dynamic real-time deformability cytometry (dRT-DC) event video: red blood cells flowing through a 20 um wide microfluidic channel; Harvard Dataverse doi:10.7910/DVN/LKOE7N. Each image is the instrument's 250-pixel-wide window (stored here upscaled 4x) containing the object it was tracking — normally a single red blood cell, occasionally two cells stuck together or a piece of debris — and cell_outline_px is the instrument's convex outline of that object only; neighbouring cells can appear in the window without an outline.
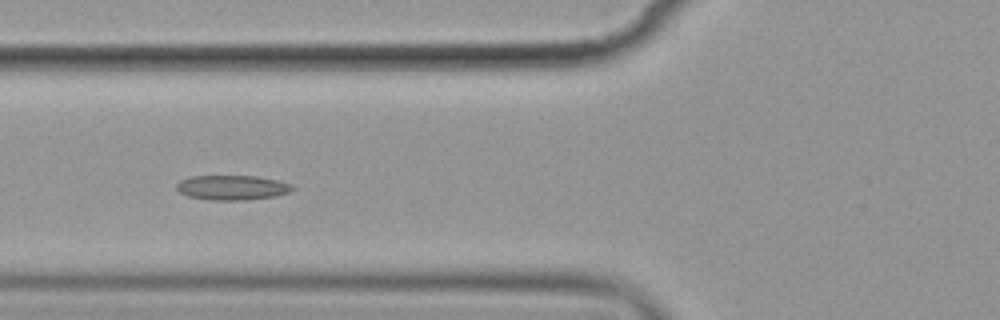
{"species": "common noctule bat (a hibernating species)", "species_latin": "Nyctalus noctula", "temperature_condition": "cold", "stored_images_in_passage": 4, "camera_frame_rate_fps": 3000, "um_per_image_px": 0.085, "animal": {"sex": "female", "body_mass_g": 19.9}, "frame": {"image": 1, "passage_image": 3, "time_ms": 2.333, "image_size_px": [1000, 320], "cell_outline_px": [[296, 188], [288, 192], [276, 196], [248, 200], [212, 200], [188, 196], [180, 192], [176, 188], [176, 184], [180, 180], [192, 176], [256, 176], [276, 180], [292, 184]], "centroid_in_image_um": [19.75, 15.94], "position_along_channel_um": 106.1, "area_um2": 16.7}}
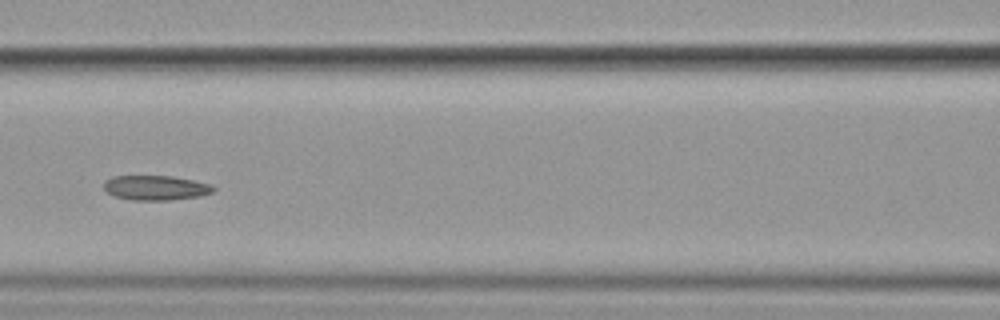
{"frame": {"image": 2, "passage_image": 4, "time_ms": 3.667, "image_size_px": [1000, 320], "cell_outline_px": [[216, 188], [212, 192], [200, 196], [168, 200], [132, 200], [112, 196], [104, 188], [104, 180], [112, 176], [172, 176], [192, 180], [208, 184]], "centroid_in_image_um": [13.18, 15.96], "position_along_channel_um": 153.4, "area_um2": 15.72}}